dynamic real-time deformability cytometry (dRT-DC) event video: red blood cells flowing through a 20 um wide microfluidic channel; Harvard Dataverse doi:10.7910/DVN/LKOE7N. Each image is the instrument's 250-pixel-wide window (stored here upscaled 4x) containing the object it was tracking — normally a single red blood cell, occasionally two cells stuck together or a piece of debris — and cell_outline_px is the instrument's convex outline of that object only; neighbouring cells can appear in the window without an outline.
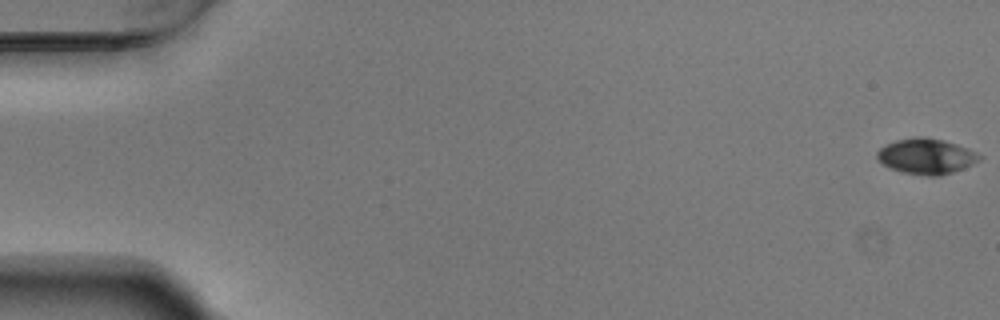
{"species": "Egyptian fruit bat (a non-hibernating species)", "species_latin": "Rousettus aegyptiacus", "temperature_condition": "warm", "stored_images_in_passage": 56, "camera_frame_rate_fps": 3000, "um_per_image_px": 0.085, "animal": {"sex": "male"}, "frame": {"image": 1, "passage_image": 1, "time_ms": 0.0, "image_size_px": [1000, 320], "cell_outline_px": [[984, 156], [980, 160], [964, 168], [940, 176], [928, 176], [904, 172], [892, 168], [876, 160], [876, 152], [880, 148], [896, 140], [916, 136], [924, 136], [944, 140], [968, 148]], "centroid_in_image_um": [78.75, 13.27], "position_along_channel_um": 6.2, "area_um2": 21.21}}
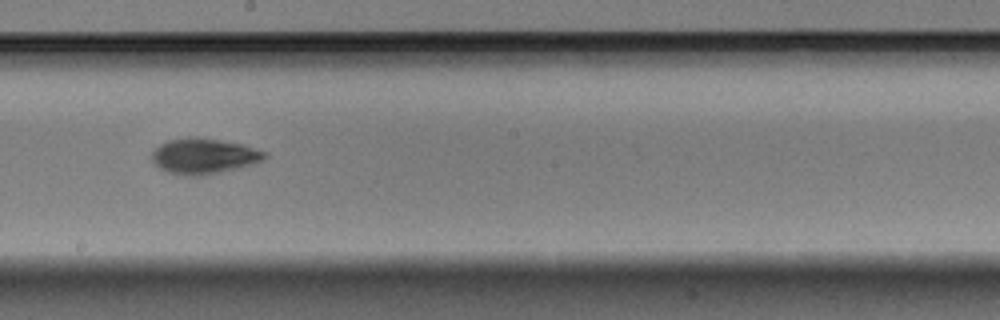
{"frame": {"image": 2, "passage_image": 32, "time_ms": 10.333, "image_size_px": [1000, 320], "cell_outline_px": [[268, 156], [264, 160], [240, 168], [204, 176], [180, 176], [168, 172], [160, 168], [152, 160], [152, 152], [160, 144], [168, 140], [216, 140], [240, 144], [268, 152]], "centroid_in_image_um": [17.37, 13.34], "position_along_channel_um": 230.8, "area_um2": 22.77}}
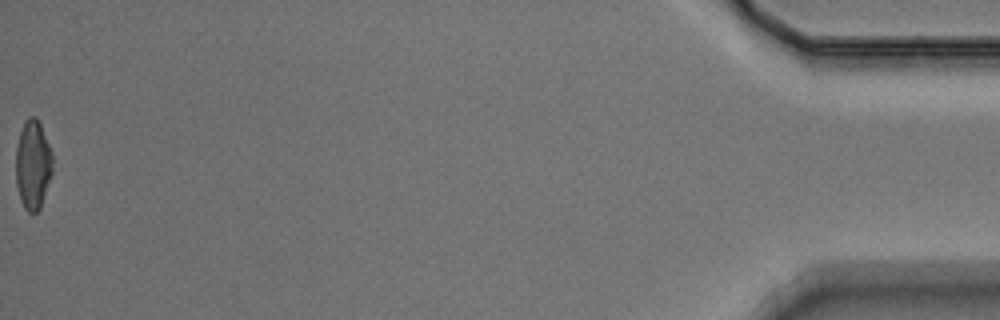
{"frame": {"image": 3, "passage_image": 56, "time_ms": 18.333, "image_size_px": [1000, 320], "cell_outline_px": [[52, 172], [40, 208], [36, 212], [28, 212], [24, 208], [20, 200], [16, 184], [16, 144], [24, 120], [28, 116], [36, 116], [40, 124], [52, 152]], "centroid_in_image_um": [2.78, 13.98], "position_along_channel_um": 432.4, "area_um2": 19.13}, "authors_computed_cell_mechanics": {"area_um2": 21.0681, "velocity_mm_per_s": 3.7255, "shape_relaxation_time_tau1_ms": 2.3536, "shape_relaxation_time_tau2_ms": 9.062, "deformation_change_tau1": 0.119, "deformation_change_tau2": 0.1489}}